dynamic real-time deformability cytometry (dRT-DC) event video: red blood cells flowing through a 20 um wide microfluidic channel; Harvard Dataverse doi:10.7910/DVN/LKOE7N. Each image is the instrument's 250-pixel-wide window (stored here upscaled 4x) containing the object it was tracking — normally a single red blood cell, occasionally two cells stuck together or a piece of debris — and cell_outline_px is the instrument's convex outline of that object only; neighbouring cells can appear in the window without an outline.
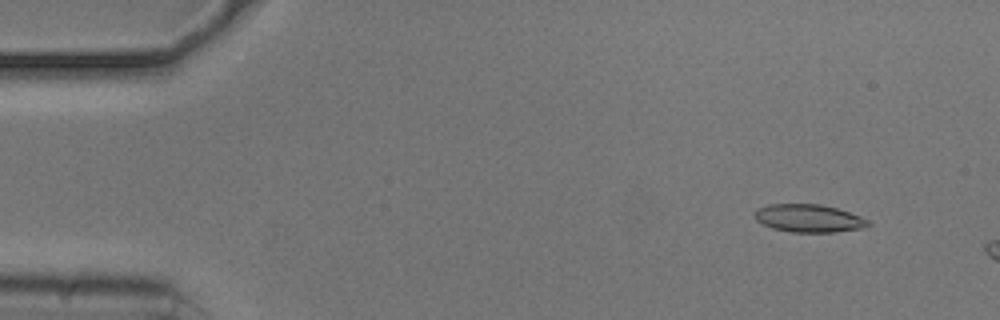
{"species": "common noctule bat (a hibernating species)", "species_latin": "Nyctalus noctula", "temperature_condition": "cold", "stored_images_in_passage": 16, "camera_frame_rate_fps": 3000, "um_per_image_px": 0.085, "animal": {"sex": "male", "body_mass_g": 20.5, "forearm_length_mm": 52.5}, "frame": {"image": 1, "passage_image": 5, "time_ms": 1.333, "image_size_px": [1000, 320], "cell_outline_px": [[872, 224], [868, 228], [836, 232], [792, 232], [772, 228], [756, 220], [752, 212], [756, 208], [768, 204], [820, 204], [836, 208], [860, 216], [868, 220]], "centroid_in_image_um": [68.75, 18.56], "position_along_channel_um": 16.2, "area_um2": 18.67}}